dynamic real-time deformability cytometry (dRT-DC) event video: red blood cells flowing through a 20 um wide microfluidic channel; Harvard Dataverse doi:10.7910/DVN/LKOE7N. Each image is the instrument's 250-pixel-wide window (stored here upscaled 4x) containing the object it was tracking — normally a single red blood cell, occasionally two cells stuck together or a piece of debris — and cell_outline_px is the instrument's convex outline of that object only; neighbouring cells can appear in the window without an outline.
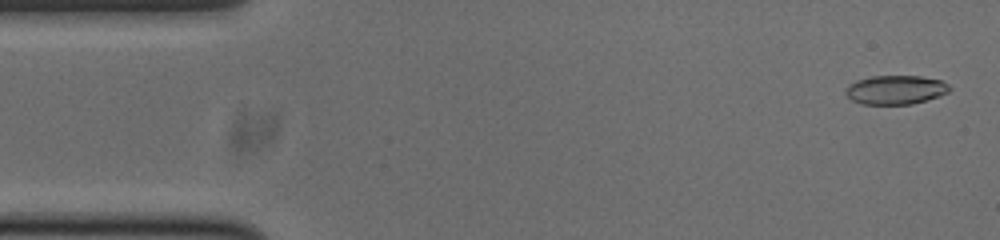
{"species": "common noctule bat (a hibernating species)", "species_latin": "Nyctalus noctula", "temperature_condition": "cold", "stored_images_in_passage": 53, "camera_frame_rate_fps": 3000, "um_per_image_px": 0.085, "animal": {"sex": "male", "body_mass_g": 20.0, "forearm_length_mm": 53.3}, "frame": {"image": 1, "passage_image": 2, "time_ms": 0.333, "image_size_px": [1000, 240], "cell_outline_px": [[952, 88], [948, 92], [940, 96], [912, 104], [860, 104], [852, 100], [844, 92], [844, 88], [848, 84], [856, 80], [872, 76], [920, 76], [940, 80], [948, 84]], "centroid_in_image_um": [76.1, 7.63], "position_along_channel_um": 8.9, "area_um2": 17.69}}
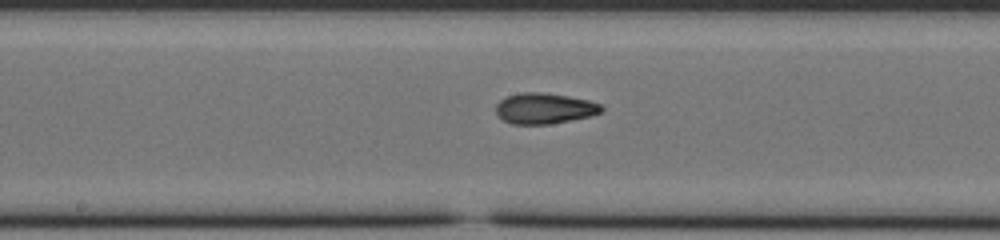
{"frame": {"image": 2, "passage_image": 26, "time_ms": 8.333, "image_size_px": [1000, 240], "cell_outline_px": [[604, 112], [592, 116], [548, 124], [512, 124], [496, 116], [496, 104], [500, 100], [508, 96], [520, 92], [544, 92], [568, 96], [588, 100], [600, 104], [604, 108]], "centroid_in_image_um": [46.28, 9.21], "position_along_channel_um": 201.9, "area_um2": 19.07}}
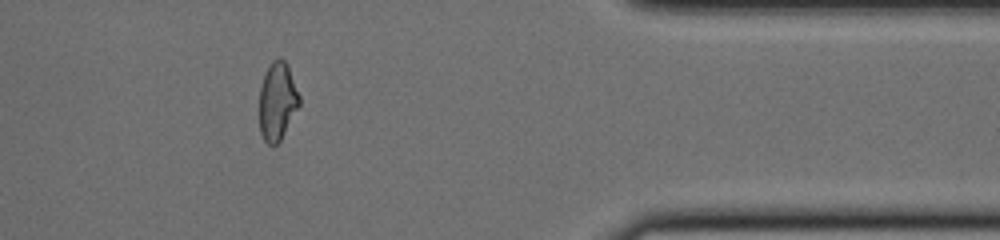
{"frame": {"image": 3, "passage_image": 43, "time_ms": 14.0, "image_size_px": [1000, 240], "cell_outline_px": [[300, 104], [280, 140], [272, 148], [264, 140], [260, 132], [260, 88], [264, 76], [272, 60], [276, 56], [280, 56], [288, 64], [300, 96]], "centroid_in_image_um": [23.58, 8.58], "position_along_channel_um": 387.8, "area_um2": 18.21}, "authors_computed_cell_mechanics": {"area_um2": 18.496, "velocity_mm_per_s": 3.7849, "shape_relaxation_time_tau1_ms": 5.5447, "shape_relaxation_time_tau2_ms": 2.3845, "deformation_change_tau1": 0.1858, "deformation_change_tau2": 0.085}}